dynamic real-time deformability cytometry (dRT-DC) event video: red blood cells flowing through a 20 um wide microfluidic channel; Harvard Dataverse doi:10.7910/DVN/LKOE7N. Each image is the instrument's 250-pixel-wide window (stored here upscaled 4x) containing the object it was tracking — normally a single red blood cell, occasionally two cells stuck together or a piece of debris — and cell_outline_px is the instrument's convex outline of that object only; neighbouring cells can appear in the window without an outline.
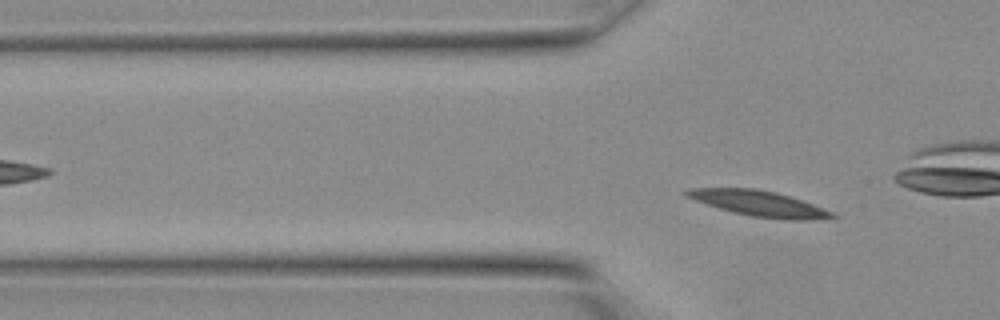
{"species": "Egyptian fruit bat (a non-hibernating species)", "species_latin": "Rousettus aegyptiacus", "temperature_condition": "warm", "stored_images_in_passage": 5, "camera_frame_rate_fps": 3000, "um_per_image_px": 0.085, "animal": {"sex": "female"}, "frame": {"image": 1, "passage_image": 5, "time_ms": 1.333, "image_size_px": [1000, 320], "cell_outline_px": [[836, 216], [808, 220], [792, 220], [752, 216], [720, 208], [696, 200], [688, 196], [684, 192], [688, 188], [756, 188], [776, 192], [812, 204], [832, 212]], "centroid_in_image_um": [64.5, 17.28], "position_along_channel_um": 61.3, "area_um2": 20.92}}